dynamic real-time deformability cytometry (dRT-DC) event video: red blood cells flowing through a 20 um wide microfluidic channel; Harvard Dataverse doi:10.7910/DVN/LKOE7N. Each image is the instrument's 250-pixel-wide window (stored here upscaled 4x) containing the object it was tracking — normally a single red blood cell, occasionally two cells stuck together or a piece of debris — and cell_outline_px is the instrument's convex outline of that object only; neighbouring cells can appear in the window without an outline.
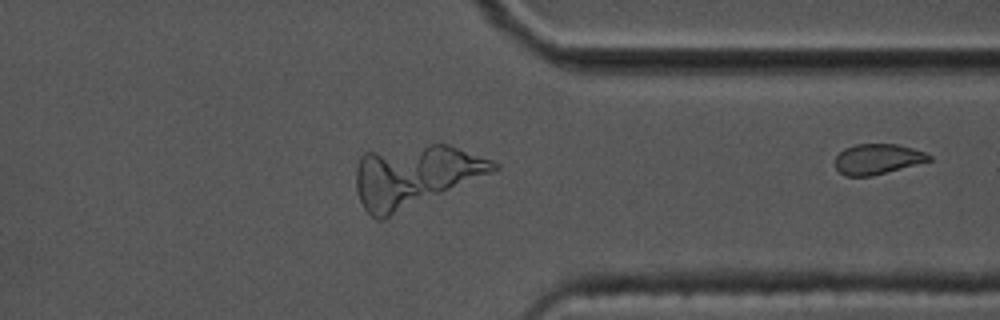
{"species": "common noctule bat (a hibernating species)", "species_latin": "Nyctalus noctula", "temperature_condition": "cold", "stored_images_in_passage": 45, "camera_frame_rate_fps": 3000, "um_per_image_px": 0.085, "animal": {"sex": "male", "body_mass_g": 17.5, "forearm_length_mm": 52.3}, "frame": {"image": 1, "passage_image": 45, "time_ms": 14.667, "image_size_px": [1000, 320], "cell_outline_px": [[932, 160], [872, 176], [844, 176], [836, 168], [836, 156], [844, 148], [856, 144], [896, 144], [912, 148], [924, 152], [932, 156]], "centroid_in_image_um": [74.58, 13.52], "position_along_channel_um": 336.8, "area_um2": 16.53}}